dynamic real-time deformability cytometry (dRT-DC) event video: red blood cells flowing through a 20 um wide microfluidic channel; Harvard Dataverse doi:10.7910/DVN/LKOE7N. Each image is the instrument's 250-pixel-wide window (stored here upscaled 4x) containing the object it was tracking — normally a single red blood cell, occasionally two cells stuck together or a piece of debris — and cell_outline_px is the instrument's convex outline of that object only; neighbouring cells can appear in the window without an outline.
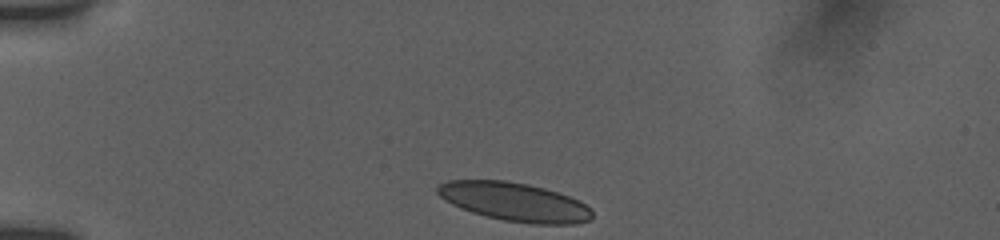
{"species": "human", "species_latin": "Homo sapiens", "temperature_condition": "room temperature", "stored_images_in_passage": 10, "camera_frame_rate_fps": 3000, "um_per_image_px": 0.085, "donor": {"sex": "female"}, "frame": {"image": 1, "passage_image": 1, "time_ms": 0.0, "image_size_px": [1000, 240], "cell_outline_px": [[592, 220], [576, 224], [532, 224], [504, 220], [484, 216], [460, 208], [444, 200], [436, 192], [436, 188], [440, 184], [448, 180], [504, 180], [528, 184], [544, 188], [580, 200], [592, 208]], "centroid_in_image_um": [43.75, 17.16], "position_along_channel_um": 41.2, "area_um2": 35.03}}